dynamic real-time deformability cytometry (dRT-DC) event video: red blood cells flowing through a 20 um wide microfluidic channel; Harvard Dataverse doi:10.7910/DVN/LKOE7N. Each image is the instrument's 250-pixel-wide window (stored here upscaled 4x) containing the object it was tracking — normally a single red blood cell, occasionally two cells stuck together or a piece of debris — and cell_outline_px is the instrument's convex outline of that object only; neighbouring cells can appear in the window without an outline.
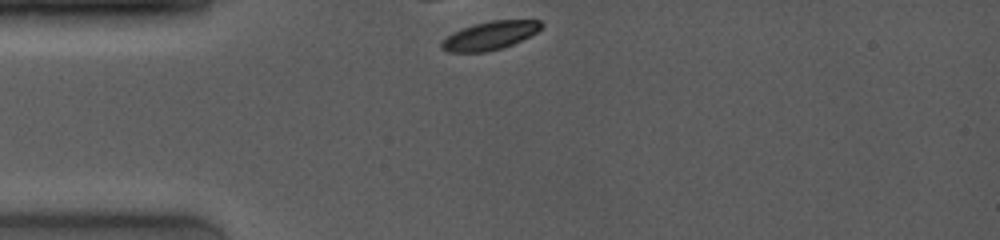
{"species": "common noctule bat (a hibernating species)", "species_latin": "Nyctalus noctula", "temperature_condition": "room temperature", "stored_images_in_passage": 5, "camera_frame_rate_fps": 4000, "um_per_image_px": 0.085, "animal": {"sex": "female", "body_mass_g": 19.0, "forearm_length_mm": 53.3}, "frame": {"image": 1, "passage_image": 1, "time_ms": 0.0, "image_size_px": [1000, 240], "cell_outline_px": [[544, 24], [536, 32], [504, 48], [484, 52], [448, 52], [440, 48], [440, 44], [448, 36], [464, 28], [476, 24], [492, 20], [540, 20]], "centroid_in_image_um": [41.65, 3.03], "position_along_channel_um": 43.3, "area_um2": 16.13}}